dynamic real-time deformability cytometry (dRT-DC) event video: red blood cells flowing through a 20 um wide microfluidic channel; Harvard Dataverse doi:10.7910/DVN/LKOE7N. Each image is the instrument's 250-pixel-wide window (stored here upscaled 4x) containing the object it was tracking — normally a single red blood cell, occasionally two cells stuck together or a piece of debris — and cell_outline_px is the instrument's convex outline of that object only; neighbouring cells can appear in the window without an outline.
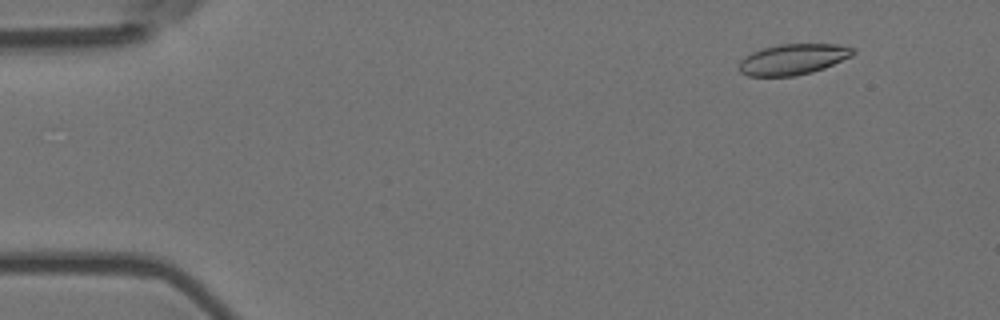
{"species": "Egyptian fruit bat (a non-hibernating species)", "species_latin": "Rousettus aegyptiacus", "temperature_condition": "room temperature", "stored_images_in_passage": 5, "segment_of_instrument_passage": [2, 2], "camera_frame_rate_fps": 3000, "um_per_image_px": 0.085, "animal": {"sex": "female"}, "frame": {"image": 1, "passage_image": 5, "time_ms": 1.333, "image_size_px": [1000, 320], "cell_outline_px": [[856, 52], [852, 56], [824, 68], [812, 72], [796, 76], [748, 76], [740, 72], [740, 60], [744, 56], [752, 52], [764, 48], [780, 44], [840, 44], [852, 48]], "centroid_in_image_um": [67.41, 5.04], "position_along_channel_um": 17.6, "area_um2": 20.4}}